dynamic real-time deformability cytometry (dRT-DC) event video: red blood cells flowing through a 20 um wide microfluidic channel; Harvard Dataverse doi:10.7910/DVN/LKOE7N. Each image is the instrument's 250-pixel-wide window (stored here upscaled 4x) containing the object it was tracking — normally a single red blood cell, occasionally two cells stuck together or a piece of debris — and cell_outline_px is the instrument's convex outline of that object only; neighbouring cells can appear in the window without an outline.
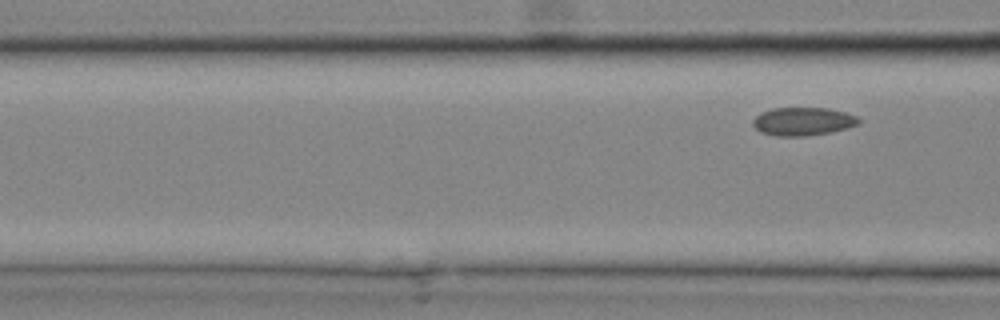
{"species": "common noctule bat (a hibernating species)", "species_latin": "Nyctalus noctula", "temperature_condition": "cold", "stored_images_in_passage": 3, "camera_frame_rate_fps": 3000, "um_per_image_px": 0.085, "animal": {"sex": "male", "body_mass_g": 20.4}, "frame": {"image": 1, "passage_image": 3, "time_ms": 0.667, "image_size_px": [1000, 320], "cell_outline_px": [[860, 124], [848, 128], [832, 132], [808, 136], [776, 136], [760, 132], [752, 124], [752, 120], [760, 112], [772, 108], [828, 108], [844, 112], [856, 116], [860, 120]], "centroid_in_image_um": [68.25, 10.33], "position_along_channel_um": 98.4, "area_um2": 17.57}}